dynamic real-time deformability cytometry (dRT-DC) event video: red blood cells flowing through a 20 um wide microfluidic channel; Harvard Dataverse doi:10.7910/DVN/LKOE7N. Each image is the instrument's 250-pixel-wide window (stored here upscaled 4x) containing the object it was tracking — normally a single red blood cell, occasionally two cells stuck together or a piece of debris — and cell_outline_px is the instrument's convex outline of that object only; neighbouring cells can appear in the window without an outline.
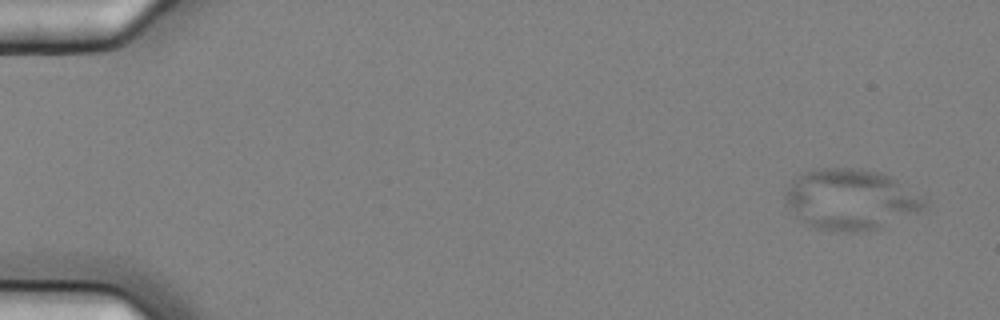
{"species": "common noctule bat (a hibernating species)", "species_latin": "Nyctalus noctula", "temperature_condition": "cold", "stored_images_in_passage": 6, "camera_frame_rate_fps": 3000, "um_per_image_px": 0.085, "animal": {"sex": "female", "body_mass_g": 25.1}, "frame": {"image": 1, "passage_image": 2, "time_ms": 0.333, "image_size_px": [1000, 320], "cell_outline_px": [[928, 204], [924, 212], [876, 228], [856, 232], [848, 232], [812, 228], [800, 220], [784, 204], [784, 192], [792, 180], [796, 176], [820, 168], [860, 168], [880, 172], [896, 180], [928, 200]], "centroid_in_image_um": [72.31, 16.96], "position_along_channel_um": 12.7, "area_um2": 49.59}}